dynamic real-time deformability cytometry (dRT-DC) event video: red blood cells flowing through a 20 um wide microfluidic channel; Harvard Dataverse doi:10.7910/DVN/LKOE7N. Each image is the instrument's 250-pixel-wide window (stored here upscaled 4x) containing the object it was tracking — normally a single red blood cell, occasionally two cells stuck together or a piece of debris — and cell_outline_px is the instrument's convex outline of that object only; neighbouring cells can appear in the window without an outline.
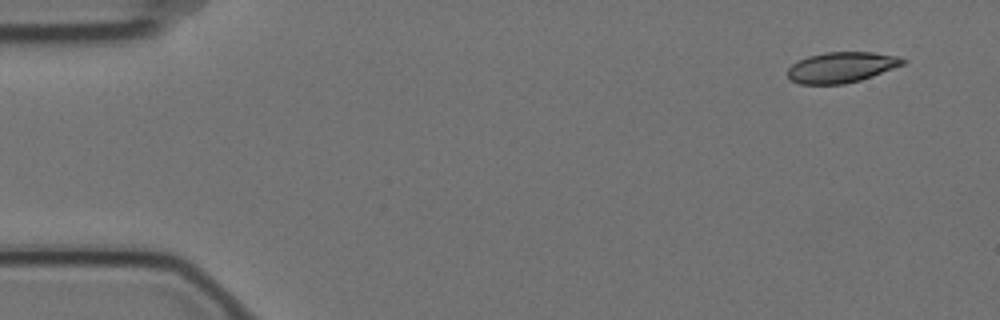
{"species": "Egyptian fruit bat (a non-hibernating species)", "species_latin": "Rousettus aegyptiacus", "temperature_condition": "cold", "stored_images_in_passage": 8, "camera_frame_rate_fps": 3000, "um_per_image_px": 0.085, "animal": {"sex": "female"}, "frame": {"image": 1, "passage_image": 1, "time_ms": 0.0, "image_size_px": [1000, 320], "cell_outline_px": [[908, 60], [904, 64], [872, 76], [860, 80], [844, 84], [800, 84], [792, 80], [788, 76], [788, 68], [792, 64], [808, 56], [824, 52], [872, 52], [896, 56]], "centroid_in_image_um": [71.52, 5.72], "position_along_channel_um": 13.5, "area_um2": 20.4}}
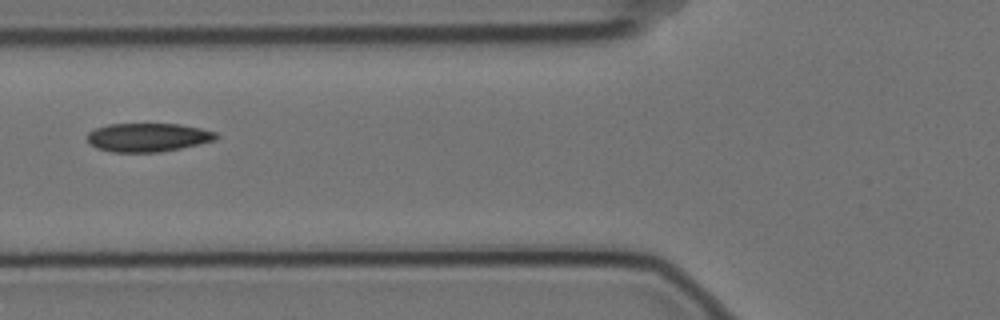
{"frame": {"image": 2, "passage_image": 6, "time_ms": 1.667, "image_size_px": [1000, 320], "cell_outline_px": [[220, 136], [216, 140], [180, 148], [160, 152], [112, 152], [96, 148], [88, 144], [88, 132], [96, 128], [108, 124], [180, 124], [200, 128], [216, 132]], "centroid_in_image_um": [12.57, 11.68], "position_along_channel_um": 113.2, "area_um2": 21.56}}
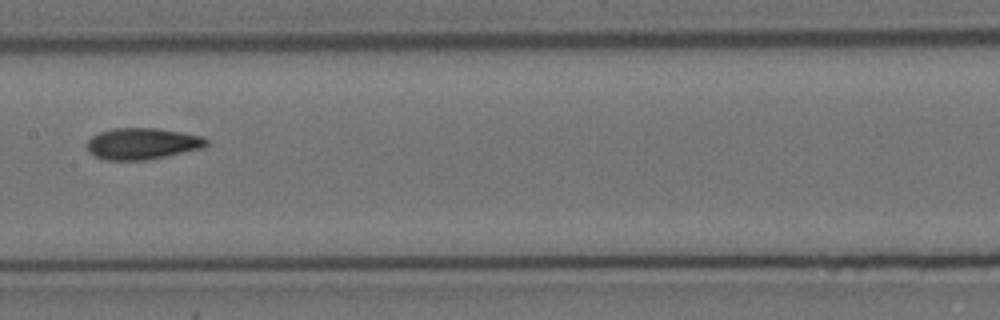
{"frame": {"image": 3, "passage_image": 8, "time_ms": 2.333, "image_size_px": [1000, 320], "cell_outline_px": [[208, 144], [204, 148], [148, 160], [104, 160], [88, 152], [88, 140], [92, 136], [100, 132], [112, 128], [156, 128], [184, 132], [200, 136], [208, 140]], "centroid_in_image_um": [12.11, 12.21], "position_along_channel_um": 195.3, "area_um2": 21.96}}